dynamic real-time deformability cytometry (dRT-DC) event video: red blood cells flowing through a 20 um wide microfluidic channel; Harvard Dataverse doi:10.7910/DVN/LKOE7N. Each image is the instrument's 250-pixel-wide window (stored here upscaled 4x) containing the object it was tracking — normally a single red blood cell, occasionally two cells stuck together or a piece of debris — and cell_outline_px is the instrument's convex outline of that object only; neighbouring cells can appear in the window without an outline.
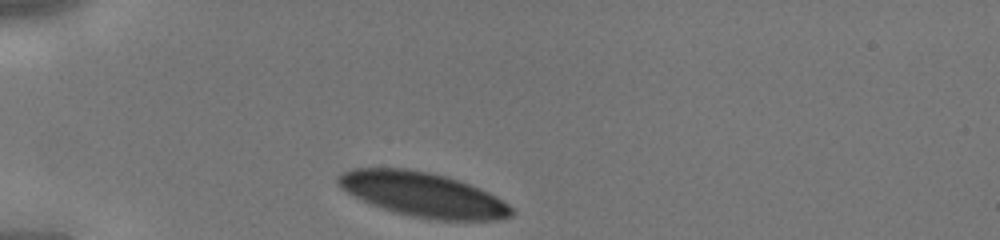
{"species": "human", "species_latin": "Homo sapiens", "temperature_condition": "cold", "stored_images_in_passage": 26, "camera_frame_rate_fps": 3000, "um_per_image_px": 0.085, "donor": {"sex": "male"}, "frame": {"image": 1, "passage_image": 1, "time_ms": 0.0, "image_size_px": [1000, 240], "cell_outline_px": [[512, 216], [496, 220], [436, 220], [408, 216], [360, 200], [352, 196], [340, 188], [336, 184], [336, 176], [340, 172], [352, 168], [404, 168], [428, 172], [444, 176], [468, 184], [488, 192], [508, 204], [512, 208]], "centroid_in_image_um": [35.87, 16.53], "position_along_channel_um": 49.1, "area_um2": 44.85}}
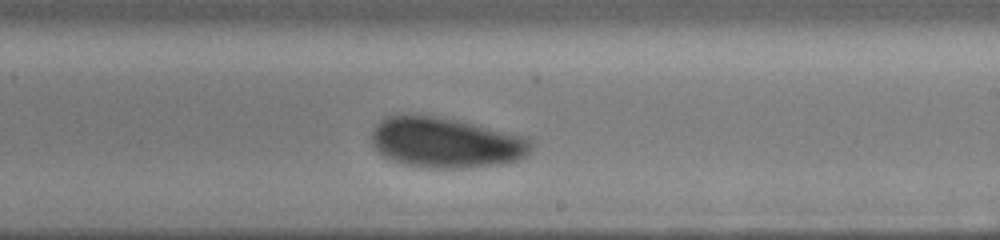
{"frame": {"image": 2, "passage_image": 16, "time_ms": 5.0, "image_size_px": [1000, 240], "cell_outline_px": [[532, 148], [528, 156], [516, 160], [496, 164], [464, 168], [428, 168], [404, 164], [392, 160], [384, 156], [372, 148], [372, 128], [380, 120], [388, 116], [436, 116], [456, 120], [528, 136], [532, 140]], "centroid_in_image_um": [37.91, 12.13], "position_along_channel_um": 251.1, "area_um2": 46.88}}
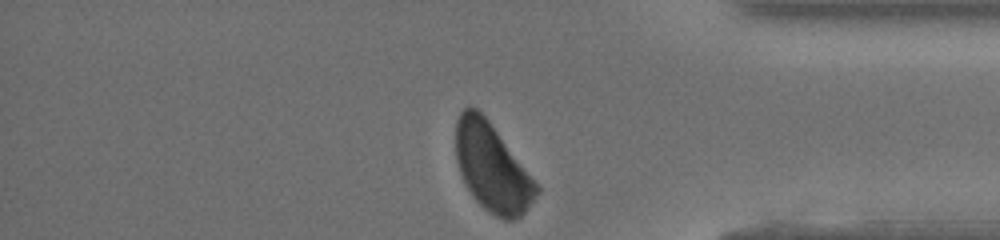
{"frame": {"image": 3, "passage_image": 26, "time_ms": 8.333, "image_size_px": [1000, 240], "cell_outline_px": [[540, 192], [524, 212], [516, 220], [504, 220], [496, 216], [484, 208], [476, 200], [468, 188], [460, 172], [456, 160], [456, 120], [460, 112], [468, 104], [476, 108], [488, 120], [540, 188]], "centroid_in_image_um": [41.81, 14.24], "position_along_channel_um": 393.4, "area_um2": 40.63}}